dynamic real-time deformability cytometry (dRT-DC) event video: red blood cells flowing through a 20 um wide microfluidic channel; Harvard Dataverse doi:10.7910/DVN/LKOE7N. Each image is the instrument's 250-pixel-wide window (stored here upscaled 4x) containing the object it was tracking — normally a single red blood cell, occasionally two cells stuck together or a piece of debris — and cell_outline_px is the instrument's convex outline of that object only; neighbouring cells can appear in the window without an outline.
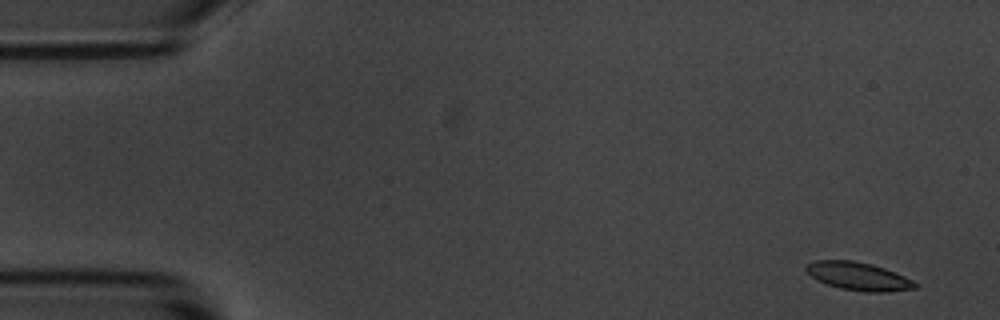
{"species": "common noctule bat (a hibernating species)", "species_latin": "Nyctalus noctula", "temperature_condition": "room temperature", "stored_images_in_passage": 6, "camera_frame_rate_fps": 3000, "um_per_image_px": 0.085, "animal": {"sex": "male", "body_mass_g": 20.1, "forearm_length_mm": 53.5}, "frame": {"image": 1, "passage_image": 1, "time_ms": 0.0, "image_size_px": [1000, 320], "cell_outline_px": [[920, 284], [916, 288], [884, 292], [868, 292], [840, 288], [816, 280], [804, 268], [808, 264], [816, 260], [852, 260], [872, 264], [896, 272]], "centroid_in_image_um": [72.99, 23.48], "position_along_channel_um": 12.0, "area_um2": 17.74}}
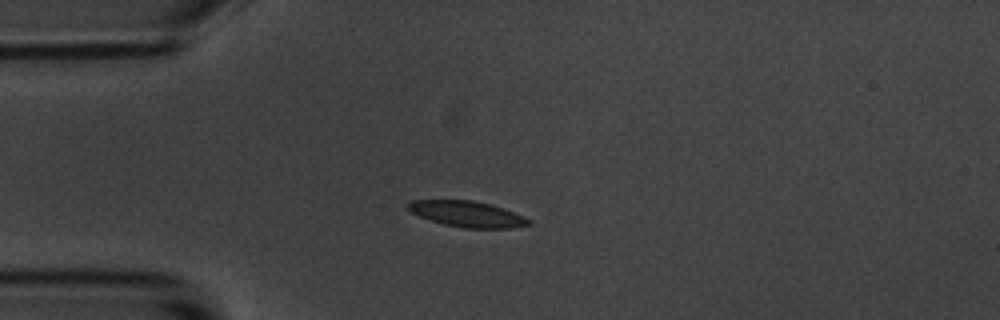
{"frame": {"image": 2, "passage_image": 4, "time_ms": 1.0, "image_size_px": [1000, 320], "cell_outline_px": [[532, 224], [512, 228], [464, 228], [444, 224], [408, 212], [404, 204], [412, 200], [472, 200], [492, 204], [504, 208], [524, 216], [532, 220]], "centroid_in_image_um": [39.71, 18.18], "position_along_channel_um": 45.3, "area_um2": 18.44}}